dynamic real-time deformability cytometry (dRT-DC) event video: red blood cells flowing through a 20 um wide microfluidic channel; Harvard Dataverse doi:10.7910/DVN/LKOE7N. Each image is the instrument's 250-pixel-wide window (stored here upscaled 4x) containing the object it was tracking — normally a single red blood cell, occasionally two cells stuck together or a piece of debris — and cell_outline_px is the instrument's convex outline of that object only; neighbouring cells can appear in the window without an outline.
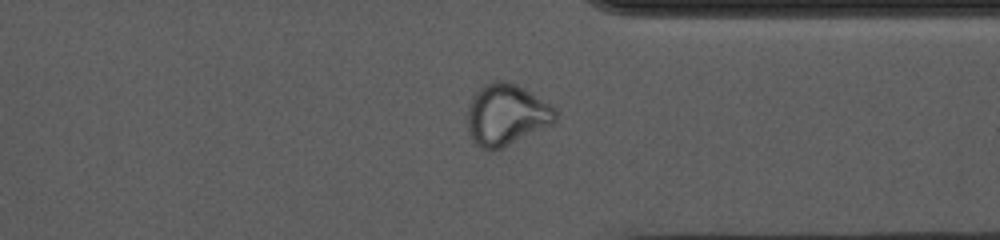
{"species": "common noctule bat (a hibernating species)", "species_latin": "Nyctalus noctula", "temperature_condition": "cold", "stored_images_in_passage": 46, "camera_frame_rate_fps": 3000, "um_per_image_px": 0.085, "animal": {"sex": "female", "body_mass_g": 10.0, "forearm_length_mm": 53.1}, "frame": {"image": 1, "passage_image": 40, "time_ms": 13.0, "image_size_px": [1000, 240], "cell_outline_px": [[556, 120], [552, 124], [500, 148], [480, 148], [476, 144], [468, 128], [468, 104], [472, 96], [484, 84], [492, 80], [500, 80], [516, 84], [556, 108]], "centroid_in_image_um": [43.02, 9.72], "position_along_channel_um": 368.4, "area_um2": 30.81}, "authors_computed_cell_mechanics": {"area_um2": 28.5821, "velocity_mm_per_s": 3.68, "shape_relaxation_time_tau1_ms": null, "shape_relaxation_time_tau2_ms": 1.2051, "deformation_change_tau1": null, "deformation_change_tau2": 0.063}}